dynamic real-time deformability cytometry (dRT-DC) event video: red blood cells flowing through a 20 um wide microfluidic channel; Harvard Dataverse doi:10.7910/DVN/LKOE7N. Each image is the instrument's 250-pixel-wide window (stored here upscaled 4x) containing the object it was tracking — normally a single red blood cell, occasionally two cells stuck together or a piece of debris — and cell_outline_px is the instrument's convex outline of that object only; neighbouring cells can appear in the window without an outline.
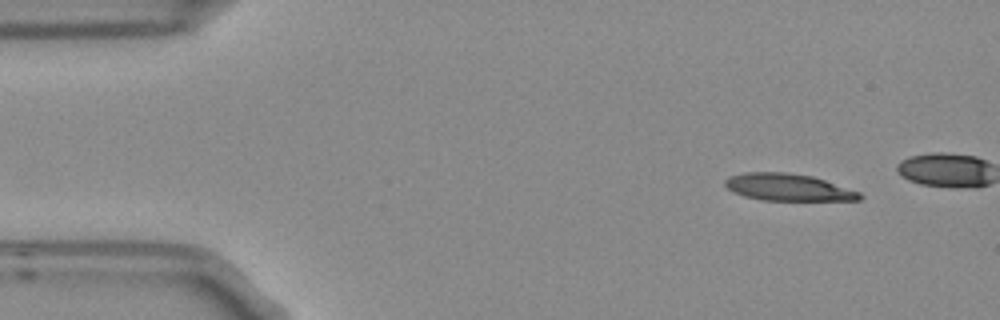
{"species": "Egyptian fruit bat (a non-hibernating species)", "species_latin": "Rousettus aegyptiacus", "temperature_condition": "room temperature", "stored_images_in_passage": 4, "camera_frame_rate_fps": 3000, "um_per_image_px": 0.085, "frame": {"image": 1, "passage_image": 1, "time_ms": 0.0, "image_size_px": [1000, 320], "cell_outline_px": [[864, 196], [860, 200], [760, 200], [744, 196], [732, 192], [724, 184], [724, 180], [728, 176], [744, 172], [784, 172], [812, 176], [860, 192]], "centroid_in_image_um": [66.95, 15.92], "position_along_channel_um": 18.1, "area_um2": 21.21}}